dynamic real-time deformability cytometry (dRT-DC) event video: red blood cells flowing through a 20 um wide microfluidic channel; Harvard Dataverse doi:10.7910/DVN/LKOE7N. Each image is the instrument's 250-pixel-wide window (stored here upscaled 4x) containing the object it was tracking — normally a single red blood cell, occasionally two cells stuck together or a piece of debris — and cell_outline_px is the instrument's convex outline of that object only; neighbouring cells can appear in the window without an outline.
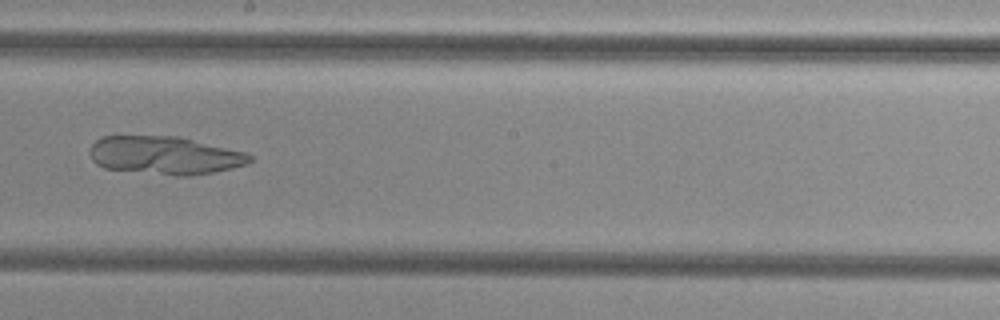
{"species": "common noctule bat (a hibernating species)", "species_latin": "Nyctalus noctula", "temperature_condition": "cold", "stored_images_in_passage": 53, "camera_frame_rate_fps": 3000, "um_per_image_px": 0.085, "animal": {"sex": "female", "body_mass_g": 29.2, "forearm_length_mm": 56.3}, "frame": {"image": 1, "passage_image": 31, "time_ms": 10.0, "image_size_px": [1000, 320], "cell_outline_px": [[252, 160], [248, 164], [232, 168], [212, 172], [188, 176], [176, 176], [104, 168], [96, 164], [92, 160], [88, 152], [88, 148], [100, 136], [176, 136], [248, 152], [252, 156]], "centroid_in_image_um": [13.99, 13.2], "position_along_channel_um": 234.2, "area_um2": 35.78}}